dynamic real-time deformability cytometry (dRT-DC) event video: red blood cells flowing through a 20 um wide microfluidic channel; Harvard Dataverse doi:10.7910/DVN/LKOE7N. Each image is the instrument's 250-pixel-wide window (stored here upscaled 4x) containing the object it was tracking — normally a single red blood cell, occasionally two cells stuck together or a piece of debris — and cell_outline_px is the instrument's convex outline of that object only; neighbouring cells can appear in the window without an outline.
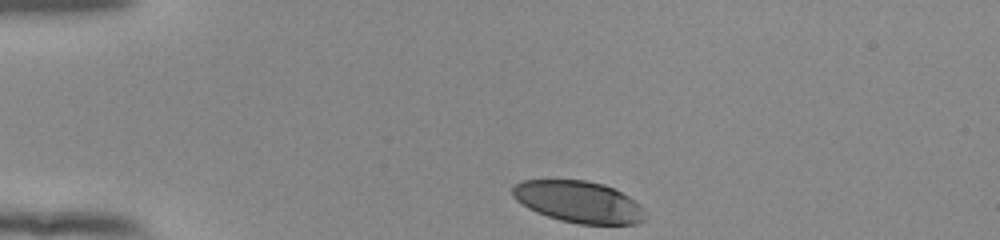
{"species": "human", "species_latin": "Homo sapiens", "temperature_condition": "room temperature", "stored_images_in_passage": 15, "camera_frame_rate_fps": 3000, "um_per_image_px": 0.085, "donor": {"sex": "female"}, "frame": {"image": 1, "passage_image": 1, "time_ms": 0.0, "image_size_px": [1000, 240], "cell_outline_px": [[644, 220], [636, 224], [580, 224], [560, 220], [536, 212], [528, 208], [516, 200], [512, 196], [512, 184], [520, 180], [588, 180], [604, 184], [628, 196], [640, 204], [644, 208]], "centroid_in_image_um": [49.16, 17.15], "position_along_channel_um": 35.8, "area_um2": 32.31}}
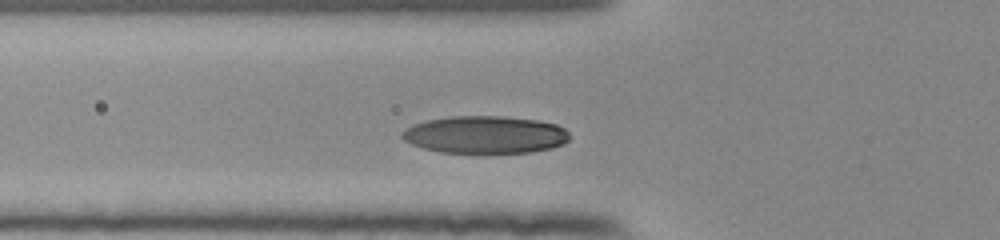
{"frame": {"image": 2, "passage_image": 9, "time_ms": 2.667, "image_size_px": [1000, 240], "cell_outline_px": [[568, 140], [564, 144], [552, 148], [532, 152], [440, 152], [424, 148], [412, 144], [404, 140], [400, 136], [400, 132], [416, 124], [428, 120], [452, 116], [500, 116], [540, 120], [556, 124], [564, 128], [568, 132]], "centroid_in_image_um": [41.26, 11.44], "position_along_channel_um": 84.5, "area_um2": 36.36}}
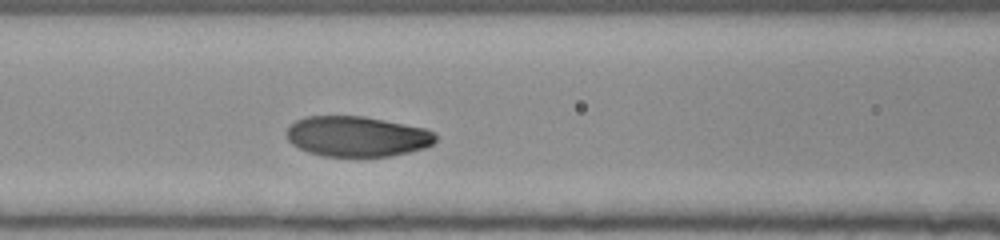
{"frame": {"image": 3, "passage_image": 13, "time_ms": 4.0, "image_size_px": [1000, 240], "cell_outline_px": [[436, 140], [432, 144], [424, 148], [408, 152], [388, 156], [324, 156], [308, 152], [292, 144], [288, 140], [288, 128], [296, 120], [304, 116], [364, 116], [424, 128], [436, 132]], "centroid_in_image_um": [30.36, 11.59], "position_along_channel_um": 136.2, "area_um2": 34.85}}